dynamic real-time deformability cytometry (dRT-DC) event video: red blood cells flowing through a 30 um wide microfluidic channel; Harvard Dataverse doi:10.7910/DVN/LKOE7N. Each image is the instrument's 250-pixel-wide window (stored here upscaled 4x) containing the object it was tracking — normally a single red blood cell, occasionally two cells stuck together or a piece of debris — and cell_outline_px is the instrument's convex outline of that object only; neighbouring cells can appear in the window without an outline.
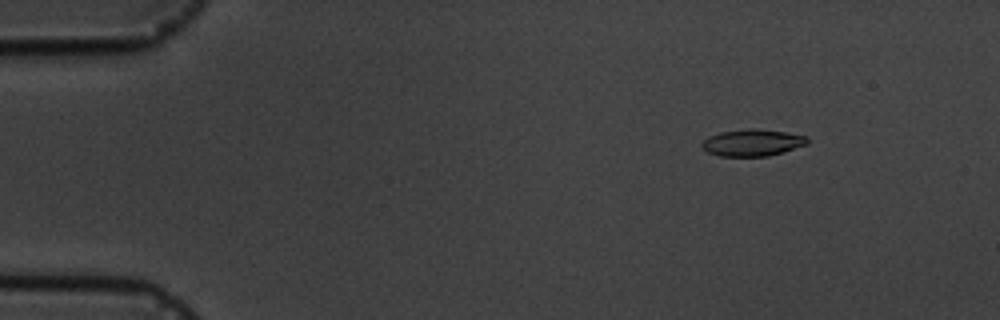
{"species": "common noctule bat (a hibernating species)", "species_latin": "Nyctalus noctula", "temperature_condition": "cold", "stored_images_in_passage": 15, "camera_frame_rate_fps": 3000, "um_per_image_px": 0.085, "animal": {"sex": "male", "body_mass_g": 19.5, "forearm_length_mm": 54.6}, "frame": {"image": 1, "passage_image": 1, "time_ms": 0.0, "image_size_px": [1000, 320], "cell_outline_px": [[808, 144], [784, 152], [768, 156], [720, 156], [708, 152], [700, 144], [708, 136], [720, 132], [748, 128], [756, 128], [784, 132], [808, 136]], "centroid_in_image_um": [63.97, 12.12], "position_along_channel_um": 21.0, "area_um2": 16.53}}
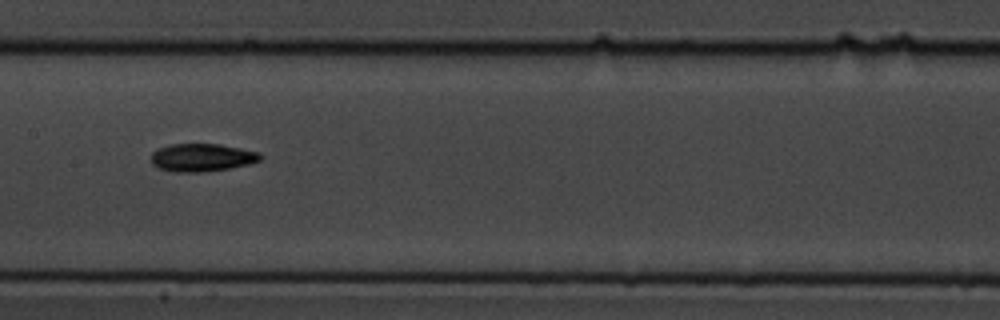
{"frame": {"image": 2, "passage_image": 7, "time_ms": 7.0, "image_size_px": [1000, 320], "cell_outline_px": [[260, 160], [248, 164], [228, 168], [200, 172], [176, 172], [160, 168], [152, 164], [152, 152], [160, 148], [172, 144], [220, 144], [240, 148], [256, 152], [260, 156]], "centroid_in_image_um": [17.13, 13.38], "position_along_channel_um": 190.3, "area_um2": 17.34}}
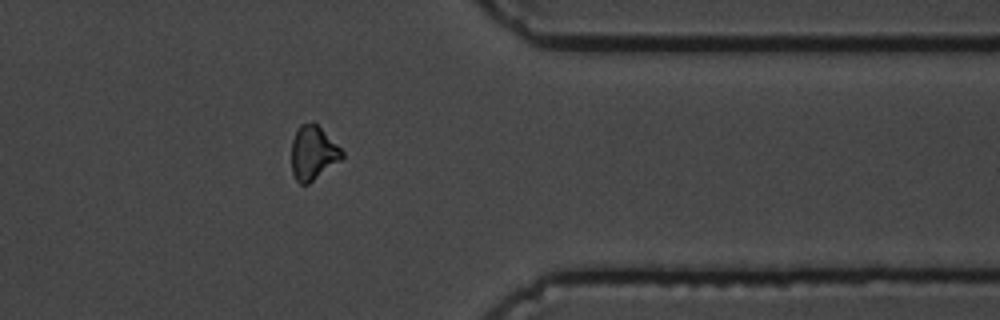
{"frame": {"image": 3, "passage_image": 12, "time_ms": 12.667, "image_size_px": [1000, 320], "cell_outline_px": [[344, 156], [340, 160], [308, 184], [300, 184], [296, 180], [292, 172], [292, 140], [296, 128], [300, 124], [312, 120], [344, 152]], "centroid_in_image_um": [26.58, 12.97], "position_along_channel_um": 384.8, "area_um2": 15.78}, "authors_computed_cell_mechanics": {"area_um2": 16.5308, "velocity_mm_per_s": 3.6407, "shape_relaxation_time_tau1_ms": 1.5284, "shape_relaxation_time_tau2_ms": 9.1261, "deformation_change_tau1": 0.0826, "deformation_change_tau2": 0.1513}}